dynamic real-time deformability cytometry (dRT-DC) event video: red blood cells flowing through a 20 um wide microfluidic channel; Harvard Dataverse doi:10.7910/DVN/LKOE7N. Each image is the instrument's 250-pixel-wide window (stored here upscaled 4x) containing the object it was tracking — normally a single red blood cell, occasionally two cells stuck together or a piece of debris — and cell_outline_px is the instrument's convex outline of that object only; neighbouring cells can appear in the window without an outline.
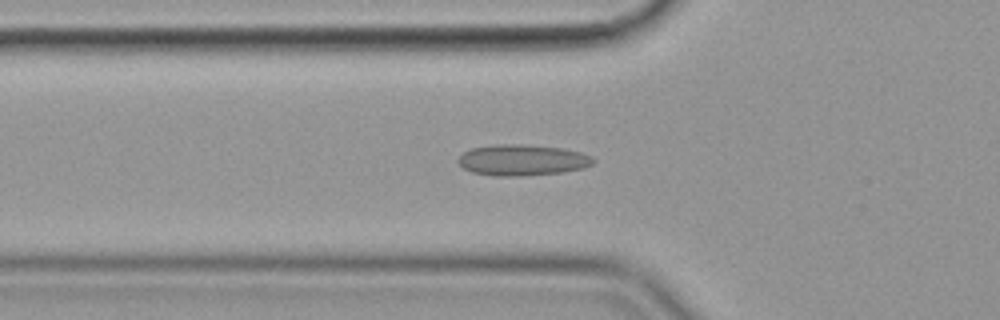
{"species": "common noctule bat (a hibernating species)", "species_latin": "Nyctalus noctula", "temperature_condition": "cold", "stored_images_in_passage": 56, "camera_frame_rate_fps": 3000, "um_per_image_px": 0.085, "animal": {"sex": "female", "body_mass_g": 19.9}, "frame": {"image": 1, "passage_image": 19, "time_ms": 6.0, "image_size_px": [1000, 320], "cell_outline_px": [[596, 160], [592, 164], [584, 168], [560, 172], [524, 176], [492, 176], [472, 172], [464, 168], [456, 160], [464, 152], [472, 148], [496, 144], [520, 144], [560, 148], [580, 152], [592, 156]], "centroid_in_image_um": [44.39, 13.61], "position_along_channel_um": 81.4, "area_um2": 24.39}}
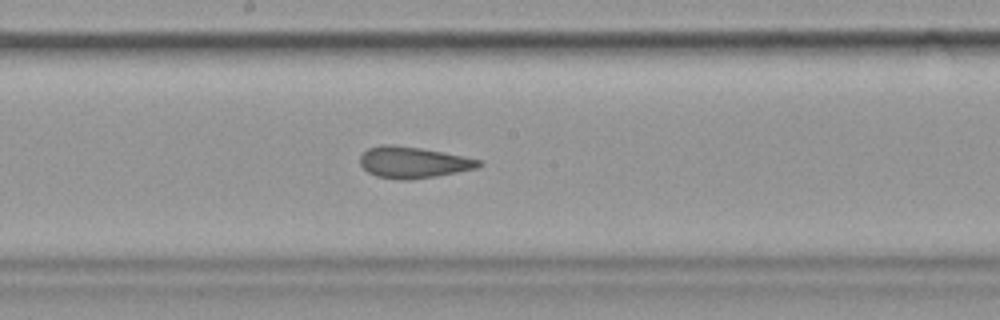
{"frame": {"image": 2, "passage_image": 30, "time_ms": 9.667, "image_size_px": [1000, 320], "cell_outline_px": [[484, 164], [476, 168], [436, 176], [412, 180], [400, 180], [376, 176], [368, 172], [360, 164], [360, 156], [368, 148], [380, 144], [392, 144], [420, 148], [444, 152], [484, 160]], "centroid_in_image_um": [35.13, 13.8], "position_along_channel_um": 213.1, "area_um2": 21.85}}
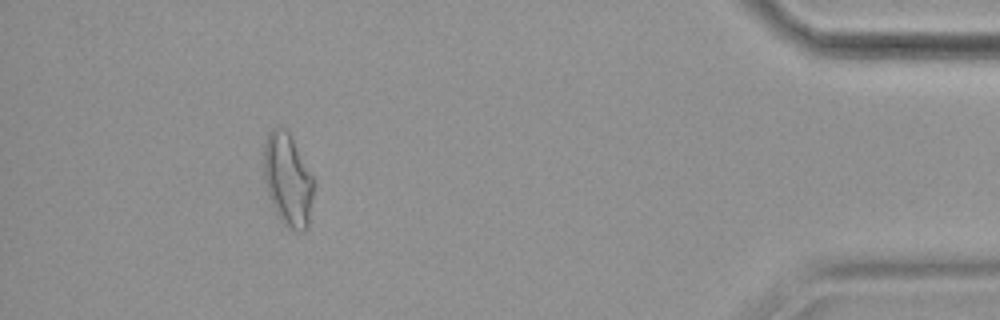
{"frame": {"image": 3, "passage_image": 51, "time_ms": 16.667, "image_size_px": [1000, 320], "cell_outline_px": [[312, 200], [308, 228], [304, 232], [296, 232], [288, 228], [280, 220], [268, 196], [264, 180], [264, 140], [268, 132], [272, 128], [284, 128], [288, 132], [312, 176]], "centroid_in_image_um": [24.43, 15.32], "position_along_channel_um": 410.8, "area_um2": 26.7}, "authors_computed_cell_mechanics": {"area_um2": 23.6402, "velocity_mm_per_s": 3.5852, "shape_relaxation_time_tau1_ms": null, "shape_relaxation_time_tau2_ms": 1.6482, "deformation_change_tau1": null, "deformation_change_tau2": 0.0791}}